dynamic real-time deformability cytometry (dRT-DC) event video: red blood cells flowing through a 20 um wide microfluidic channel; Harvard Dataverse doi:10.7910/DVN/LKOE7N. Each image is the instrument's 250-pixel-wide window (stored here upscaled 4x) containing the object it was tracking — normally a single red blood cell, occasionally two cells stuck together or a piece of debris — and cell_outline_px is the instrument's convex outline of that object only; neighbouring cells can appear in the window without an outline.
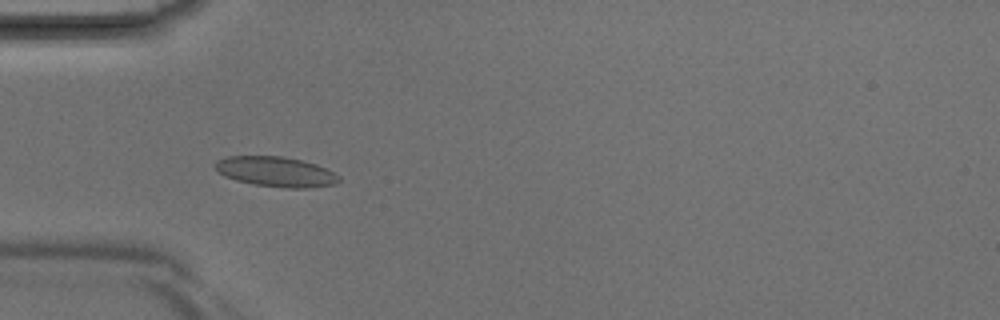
{"species": "Egyptian fruit bat (a non-hibernating species)", "species_latin": "Rousettus aegyptiacus", "temperature_condition": "room temperature", "stored_images_in_passage": 42, "camera_frame_rate_fps": 3000, "um_per_image_px": 0.085, "animal": {"sex": "male"}, "frame": {"image": 1, "passage_image": 13, "time_ms": 4.0, "image_size_px": [1000, 320], "cell_outline_px": [[340, 180], [336, 184], [308, 188], [288, 188], [256, 184], [236, 180], [224, 176], [216, 172], [216, 160], [228, 156], [280, 156], [300, 160], [316, 164], [340, 176]], "centroid_in_image_um": [23.44, 14.6], "position_along_channel_um": 61.6, "area_um2": 21.5}}
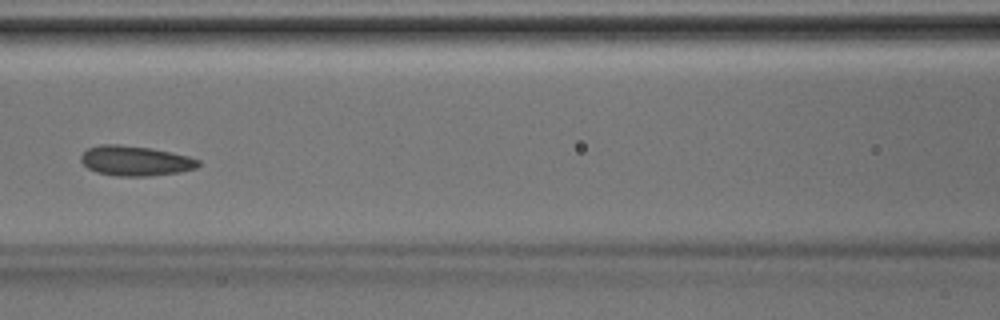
{"frame": {"image": 2, "passage_image": 19, "time_ms": 6.0, "image_size_px": [1000, 320], "cell_outline_px": [[200, 164], [196, 168], [180, 172], [152, 176], [116, 176], [96, 172], [88, 168], [80, 160], [80, 156], [88, 148], [100, 144], [120, 144], [152, 148], [172, 152], [188, 156], [200, 160]], "centroid_in_image_um": [11.51, 13.67], "position_along_channel_um": 155.1, "area_um2": 20.69}}